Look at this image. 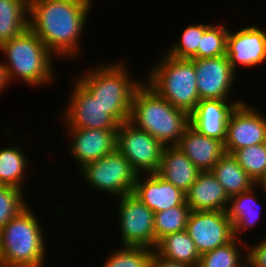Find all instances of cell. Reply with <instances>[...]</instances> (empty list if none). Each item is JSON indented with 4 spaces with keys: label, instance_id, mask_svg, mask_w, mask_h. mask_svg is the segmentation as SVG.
Returning a JSON list of instances; mask_svg holds the SVG:
<instances>
[{
    "label": "cell",
    "instance_id": "6da1fadb",
    "mask_svg": "<svg viewBox=\"0 0 266 267\" xmlns=\"http://www.w3.org/2000/svg\"><path fill=\"white\" fill-rule=\"evenodd\" d=\"M92 0H29V28L58 59L79 58ZM60 57V58H59Z\"/></svg>",
    "mask_w": 266,
    "mask_h": 267
},
{
    "label": "cell",
    "instance_id": "7a4b0ae2",
    "mask_svg": "<svg viewBox=\"0 0 266 267\" xmlns=\"http://www.w3.org/2000/svg\"><path fill=\"white\" fill-rule=\"evenodd\" d=\"M129 122L163 146H176L190 125V115L174 107L143 82L133 95Z\"/></svg>",
    "mask_w": 266,
    "mask_h": 267
},
{
    "label": "cell",
    "instance_id": "3957f363",
    "mask_svg": "<svg viewBox=\"0 0 266 267\" xmlns=\"http://www.w3.org/2000/svg\"><path fill=\"white\" fill-rule=\"evenodd\" d=\"M123 62L101 63L75 76L119 124L129 121L133 95L143 83L132 79Z\"/></svg>",
    "mask_w": 266,
    "mask_h": 267
},
{
    "label": "cell",
    "instance_id": "277c9868",
    "mask_svg": "<svg viewBox=\"0 0 266 267\" xmlns=\"http://www.w3.org/2000/svg\"><path fill=\"white\" fill-rule=\"evenodd\" d=\"M38 216L27 205L0 229V264L44 267L46 243Z\"/></svg>",
    "mask_w": 266,
    "mask_h": 267
},
{
    "label": "cell",
    "instance_id": "5b68a950",
    "mask_svg": "<svg viewBox=\"0 0 266 267\" xmlns=\"http://www.w3.org/2000/svg\"><path fill=\"white\" fill-rule=\"evenodd\" d=\"M0 52L7 56L5 59L8 61L3 64L10 82L17 76L31 87L54 82L56 72L52 65L55 56L29 27L11 40L3 42Z\"/></svg>",
    "mask_w": 266,
    "mask_h": 267
},
{
    "label": "cell",
    "instance_id": "8992f818",
    "mask_svg": "<svg viewBox=\"0 0 266 267\" xmlns=\"http://www.w3.org/2000/svg\"><path fill=\"white\" fill-rule=\"evenodd\" d=\"M163 54L143 81L174 107L190 115L200 101L194 63Z\"/></svg>",
    "mask_w": 266,
    "mask_h": 267
},
{
    "label": "cell",
    "instance_id": "52a82bcc",
    "mask_svg": "<svg viewBox=\"0 0 266 267\" xmlns=\"http://www.w3.org/2000/svg\"><path fill=\"white\" fill-rule=\"evenodd\" d=\"M80 170L90 188L114 197L133 193L138 176L129 161L117 149L103 158L87 163Z\"/></svg>",
    "mask_w": 266,
    "mask_h": 267
},
{
    "label": "cell",
    "instance_id": "ba28073f",
    "mask_svg": "<svg viewBox=\"0 0 266 267\" xmlns=\"http://www.w3.org/2000/svg\"><path fill=\"white\" fill-rule=\"evenodd\" d=\"M116 149L138 174L157 173L164 146L149 133L129 121L119 125Z\"/></svg>",
    "mask_w": 266,
    "mask_h": 267
},
{
    "label": "cell",
    "instance_id": "9c48e42d",
    "mask_svg": "<svg viewBox=\"0 0 266 267\" xmlns=\"http://www.w3.org/2000/svg\"><path fill=\"white\" fill-rule=\"evenodd\" d=\"M74 80L66 108L61 112L67 129H118L120 124L76 78Z\"/></svg>",
    "mask_w": 266,
    "mask_h": 267
},
{
    "label": "cell",
    "instance_id": "30bf717a",
    "mask_svg": "<svg viewBox=\"0 0 266 267\" xmlns=\"http://www.w3.org/2000/svg\"><path fill=\"white\" fill-rule=\"evenodd\" d=\"M118 199L122 246H143L154 250V212L133 193Z\"/></svg>",
    "mask_w": 266,
    "mask_h": 267
},
{
    "label": "cell",
    "instance_id": "8fae6325",
    "mask_svg": "<svg viewBox=\"0 0 266 267\" xmlns=\"http://www.w3.org/2000/svg\"><path fill=\"white\" fill-rule=\"evenodd\" d=\"M186 230L200 254L224 246L235 238L226 211H191Z\"/></svg>",
    "mask_w": 266,
    "mask_h": 267
},
{
    "label": "cell",
    "instance_id": "7c38bea8",
    "mask_svg": "<svg viewBox=\"0 0 266 267\" xmlns=\"http://www.w3.org/2000/svg\"><path fill=\"white\" fill-rule=\"evenodd\" d=\"M257 110L244 101L232 111L224 142L226 153L266 142V116Z\"/></svg>",
    "mask_w": 266,
    "mask_h": 267
},
{
    "label": "cell",
    "instance_id": "4fadbf2b",
    "mask_svg": "<svg viewBox=\"0 0 266 267\" xmlns=\"http://www.w3.org/2000/svg\"><path fill=\"white\" fill-rule=\"evenodd\" d=\"M194 63L200 100H229L235 87L236 72L226 55L215 58L190 59ZM236 76V78H235Z\"/></svg>",
    "mask_w": 266,
    "mask_h": 267
},
{
    "label": "cell",
    "instance_id": "5bb4252c",
    "mask_svg": "<svg viewBox=\"0 0 266 267\" xmlns=\"http://www.w3.org/2000/svg\"><path fill=\"white\" fill-rule=\"evenodd\" d=\"M226 56L233 70L259 66L266 61V32L259 26H246L230 31L227 36Z\"/></svg>",
    "mask_w": 266,
    "mask_h": 267
},
{
    "label": "cell",
    "instance_id": "9a60e30c",
    "mask_svg": "<svg viewBox=\"0 0 266 267\" xmlns=\"http://www.w3.org/2000/svg\"><path fill=\"white\" fill-rule=\"evenodd\" d=\"M71 136L69 154L81 169L87 163L116 150L118 129H67Z\"/></svg>",
    "mask_w": 266,
    "mask_h": 267
},
{
    "label": "cell",
    "instance_id": "2e32d148",
    "mask_svg": "<svg viewBox=\"0 0 266 267\" xmlns=\"http://www.w3.org/2000/svg\"><path fill=\"white\" fill-rule=\"evenodd\" d=\"M200 100L190 114V125L199 133L209 138L225 142L229 117L243 99L231 100Z\"/></svg>",
    "mask_w": 266,
    "mask_h": 267
},
{
    "label": "cell",
    "instance_id": "e0dca14e",
    "mask_svg": "<svg viewBox=\"0 0 266 267\" xmlns=\"http://www.w3.org/2000/svg\"><path fill=\"white\" fill-rule=\"evenodd\" d=\"M142 175L137 176L133 194L154 213L186 203V193L157 173Z\"/></svg>",
    "mask_w": 266,
    "mask_h": 267
},
{
    "label": "cell",
    "instance_id": "ac0fdd59",
    "mask_svg": "<svg viewBox=\"0 0 266 267\" xmlns=\"http://www.w3.org/2000/svg\"><path fill=\"white\" fill-rule=\"evenodd\" d=\"M201 171H211L226 153L224 142L209 138L189 125L176 145Z\"/></svg>",
    "mask_w": 266,
    "mask_h": 267
},
{
    "label": "cell",
    "instance_id": "d6986e66",
    "mask_svg": "<svg viewBox=\"0 0 266 267\" xmlns=\"http://www.w3.org/2000/svg\"><path fill=\"white\" fill-rule=\"evenodd\" d=\"M230 197L211 171L200 172L186 192L191 211H226Z\"/></svg>",
    "mask_w": 266,
    "mask_h": 267
},
{
    "label": "cell",
    "instance_id": "ffe728a7",
    "mask_svg": "<svg viewBox=\"0 0 266 267\" xmlns=\"http://www.w3.org/2000/svg\"><path fill=\"white\" fill-rule=\"evenodd\" d=\"M201 171L177 146H164L157 174L186 193Z\"/></svg>",
    "mask_w": 266,
    "mask_h": 267
},
{
    "label": "cell",
    "instance_id": "44dd1931",
    "mask_svg": "<svg viewBox=\"0 0 266 267\" xmlns=\"http://www.w3.org/2000/svg\"><path fill=\"white\" fill-rule=\"evenodd\" d=\"M258 184L253 186L250 190L236 194L230 197L228 207L226 210L228 218L233 225L234 237L239 239V235L243 230L250 229L257 226L258 219H260V207L256 196L255 189ZM258 208V209H257Z\"/></svg>",
    "mask_w": 266,
    "mask_h": 267
},
{
    "label": "cell",
    "instance_id": "7402d4cb",
    "mask_svg": "<svg viewBox=\"0 0 266 267\" xmlns=\"http://www.w3.org/2000/svg\"><path fill=\"white\" fill-rule=\"evenodd\" d=\"M211 172L229 197L246 192L256 185L232 154L225 153L213 166Z\"/></svg>",
    "mask_w": 266,
    "mask_h": 267
},
{
    "label": "cell",
    "instance_id": "603a6c76",
    "mask_svg": "<svg viewBox=\"0 0 266 267\" xmlns=\"http://www.w3.org/2000/svg\"><path fill=\"white\" fill-rule=\"evenodd\" d=\"M154 251L161 257L197 267L201 254L187 230L165 235Z\"/></svg>",
    "mask_w": 266,
    "mask_h": 267
},
{
    "label": "cell",
    "instance_id": "cb8c5ba5",
    "mask_svg": "<svg viewBox=\"0 0 266 267\" xmlns=\"http://www.w3.org/2000/svg\"><path fill=\"white\" fill-rule=\"evenodd\" d=\"M28 13L29 0H0V45L29 27Z\"/></svg>",
    "mask_w": 266,
    "mask_h": 267
},
{
    "label": "cell",
    "instance_id": "d4e9b609",
    "mask_svg": "<svg viewBox=\"0 0 266 267\" xmlns=\"http://www.w3.org/2000/svg\"><path fill=\"white\" fill-rule=\"evenodd\" d=\"M18 146L0 148V185L12 186L23 190L26 180L28 157Z\"/></svg>",
    "mask_w": 266,
    "mask_h": 267
},
{
    "label": "cell",
    "instance_id": "484cf974",
    "mask_svg": "<svg viewBox=\"0 0 266 267\" xmlns=\"http://www.w3.org/2000/svg\"><path fill=\"white\" fill-rule=\"evenodd\" d=\"M240 244L241 238H234L224 246L201 254L197 267H247V253L243 254Z\"/></svg>",
    "mask_w": 266,
    "mask_h": 267
},
{
    "label": "cell",
    "instance_id": "4316f807",
    "mask_svg": "<svg viewBox=\"0 0 266 267\" xmlns=\"http://www.w3.org/2000/svg\"><path fill=\"white\" fill-rule=\"evenodd\" d=\"M190 212V207L185 203L154 213V249L165 235L186 230Z\"/></svg>",
    "mask_w": 266,
    "mask_h": 267
},
{
    "label": "cell",
    "instance_id": "83f0119b",
    "mask_svg": "<svg viewBox=\"0 0 266 267\" xmlns=\"http://www.w3.org/2000/svg\"><path fill=\"white\" fill-rule=\"evenodd\" d=\"M153 255L149 247L121 246L107 256L101 267H151Z\"/></svg>",
    "mask_w": 266,
    "mask_h": 267
},
{
    "label": "cell",
    "instance_id": "f1b7e54d",
    "mask_svg": "<svg viewBox=\"0 0 266 267\" xmlns=\"http://www.w3.org/2000/svg\"><path fill=\"white\" fill-rule=\"evenodd\" d=\"M232 155L256 184L266 177V142L238 149Z\"/></svg>",
    "mask_w": 266,
    "mask_h": 267
},
{
    "label": "cell",
    "instance_id": "f546056e",
    "mask_svg": "<svg viewBox=\"0 0 266 267\" xmlns=\"http://www.w3.org/2000/svg\"><path fill=\"white\" fill-rule=\"evenodd\" d=\"M210 25L202 22L188 25L183 30L180 39L170 46V49L168 48V51L165 53L176 59H197V50L198 46H200L201 36Z\"/></svg>",
    "mask_w": 266,
    "mask_h": 267
},
{
    "label": "cell",
    "instance_id": "4dcf8cb0",
    "mask_svg": "<svg viewBox=\"0 0 266 267\" xmlns=\"http://www.w3.org/2000/svg\"><path fill=\"white\" fill-rule=\"evenodd\" d=\"M229 28L222 24H211L201 36L197 58H215L226 55L227 36Z\"/></svg>",
    "mask_w": 266,
    "mask_h": 267
},
{
    "label": "cell",
    "instance_id": "1f68e13d",
    "mask_svg": "<svg viewBox=\"0 0 266 267\" xmlns=\"http://www.w3.org/2000/svg\"><path fill=\"white\" fill-rule=\"evenodd\" d=\"M23 195L19 188L0 186V229L28 205Z\"/></svg>",
    "mask_w": 266,
    "mask_h": 267
},
{
    "label": "cell",
    "instance_id": "d6a6232c",
    "mask_svg": "<svg viewBox=\"0 0 266 267\" xmlns=\"http://www.w3.org/2000/svg\"><path fill=\"white\" fill-rule=\"evenodd\" d=\"M255 244L244 246L247 252V267H266V237Z\"/></svg>",
    "mask_w": 266,
    "mask_h": 267
},
{
    "label": "cell",
    "instance_id": "836d02e7",
    "mask_svg": "<svg viewBox=\"0 0 266 267\" xmlns=\"http://www.w3.org/2000/svg\"><path fill=\"white\" fill-rule=\"evenodd\" d=\"M151 267H194V266L183 262L172 261L163 258L154 251Z\"/></svg>",
    "mask_w": 266,
    "mask_h": 267
},
{
    "label": "cell",
    "instance_id": "e575fe53",
    "mask_svg": "<svg viewBox=\"0 0 266 267\" xmlns=\"http://www.w3.org/2000/svg\"><path fill=\"white\" fill-rule=\"evenodd\" d=\"M10 84L7 69L4 66L3 62H0V93H3V90Z\"/></svg>",
    "mask_w": 266,
    "mask_h": 267
},
{
    "label": "cell",
    "instance_id": "d590c367",
    "mask_svg": "<svg viewBox=\"0 0 266 267\" xmlns=\"http://www.w3.org/2000/svg\"><path fill=\"white\" fill-rule=\"evenodd\" d=\"M258 186L265 190L263 192H266V177L258 184Z\"/></svg>",
    "mask_w": 266,
    "mask_h": 267
}]
</instances>
